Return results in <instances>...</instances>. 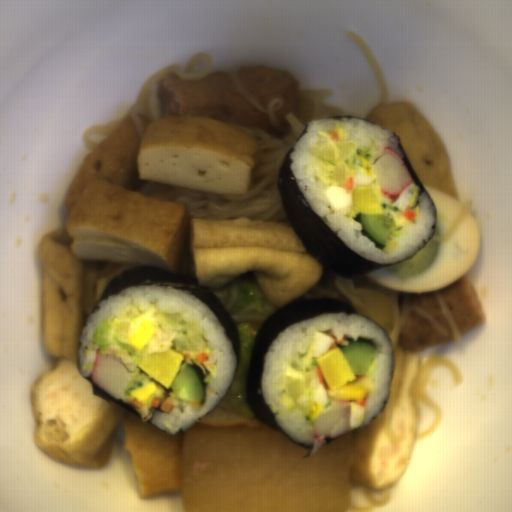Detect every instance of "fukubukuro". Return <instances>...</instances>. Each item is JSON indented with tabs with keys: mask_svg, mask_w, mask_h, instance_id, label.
I'll list each match as a JSON object with an SVG mask.
<instances>
[{
	"mask_svg": "<svg viewBox=\"0 0 512 512\" xmlns=\"http://www.w3.org/2000/svg\"><path fill=\"white\" fill-rule=\"evenodd\" d=\"M92 391L78 360L61 357L40 376L31 391L38 447L56 461L96 469L107 465L122 431L141 499L181 493L183 433L170 435Z\"/></svg>",
	"mask_w": 512,
	"mask_h": 512,
	"instance_id": "cee8face",
	"label": "fukubukuro"
},
{
	"mask_svg": "<svg viewBox=\"0 0 512 512\" xmlns=\"http://www.w3.org/2000/svg\"><path fill=\"white\" fill-rule=\"evenodd\" d=\"M420 352L393 350L392 382L379 413L352 430V480L370 488L393 487L408 472L418 429L415 391L421 370Z\"/></svg>",
	"mask_w": 512,
	"mask_h": 512,
	"instance_id": "7c61306e",
	"label": "fukubukuro"
},
{
	"mask_svg": "<svg viewBox=\"0 0 512 512\" xmlns=\"http://www.w3.org/2000/svg\"><path fill=\"white\" fill-rule=\"evenodd\" d=\"M399 137L401 145L422 184L458 200L449 153L426 118L404 101L378 103L367 115Z\"/></svg>",
	"mask_w": 512,
	"mask_h": 512,
	"instance_id": "d8cf736a",
	"label": "fukubukuro"
}]
</instances>
